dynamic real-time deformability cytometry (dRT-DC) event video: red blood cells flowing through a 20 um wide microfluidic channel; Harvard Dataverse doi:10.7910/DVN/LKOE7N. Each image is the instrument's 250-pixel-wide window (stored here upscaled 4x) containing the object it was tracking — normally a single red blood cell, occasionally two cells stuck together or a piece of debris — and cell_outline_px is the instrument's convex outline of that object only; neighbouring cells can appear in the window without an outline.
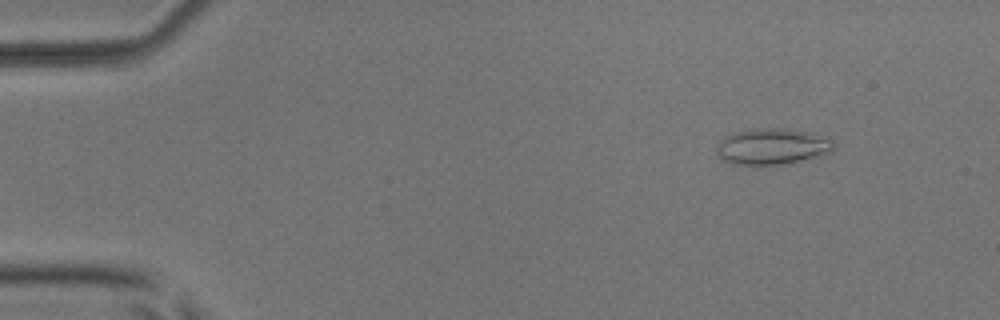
{"species": "common noctule bat (a hibernating species)", "species_latin": "Nyctalus noctula", "temperature_condition": "room temperature", "stored_images_in_passage": 9, "camera_frame_rate_fps": 3000, "um_per_image_px": 0.085, "animal": {"sex": "male", "body_mass_g": 17.9, "forearm_length_mm": 54.2}, "frame": {"image": 1, "passage_image": 2, "time_ms": 0.333, "image_size_px": [1000, 320], "cell_outline_px": [[836, 148], [832, 152], [788, 164], [760, 168], [732, 164], [724, 160], [716, 152], [716, 144], [724, 136], [736, 132], [756, 128], [784, 128], [804, 132], [832, 140]], "centroid_in_image_um": [65.57, 12.51], "position_along_channel_um": 19.4, "area_um2": 25.26}}